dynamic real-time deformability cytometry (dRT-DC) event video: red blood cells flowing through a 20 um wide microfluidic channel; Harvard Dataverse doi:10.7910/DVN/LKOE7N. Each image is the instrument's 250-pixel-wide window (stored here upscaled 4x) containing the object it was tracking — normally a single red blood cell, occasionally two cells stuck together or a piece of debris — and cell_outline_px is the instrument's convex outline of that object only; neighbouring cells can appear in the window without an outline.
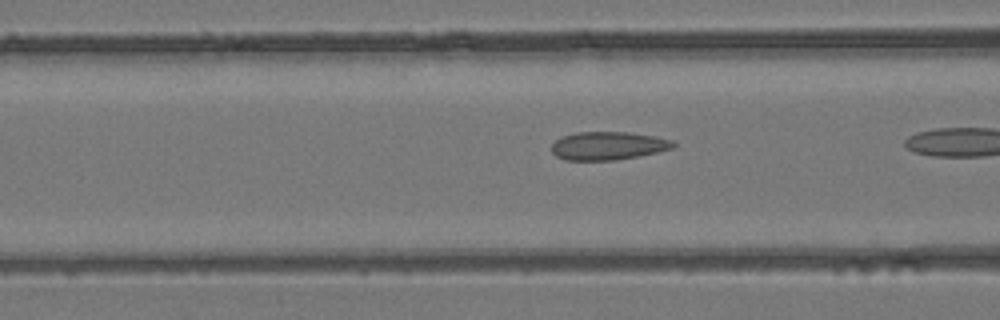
{"species": "common noctule bat (a hibernating species)", "species_latin": "Nyctalus noctula", "temperature_condition": "room temperature", "stored_images_in_passage": 30, "camera_frame_rate_fps": 3000, "um_per_image_px": 0.085, "animal": {"sex": "female", "body_mass_g": 24.6, "forearm_length_mm": 56.2}, "frame": {"image": 1, "passage_image": 13, "time_ms": 4.0, "image_size_px": [1000, 320], "cell_outline_px": [[676, 144], [672, 148], [640, 156], [616, 160], [564, 160], [556, 156], [552, 152], [552, 144], [560, 136], [576, 132], [628, 132], [656, 136], [672, 140]], "centroid_in_image_um": [51.67, 12.39], "position_along_channel_um": 114.9, "area_um2": 20.11}}
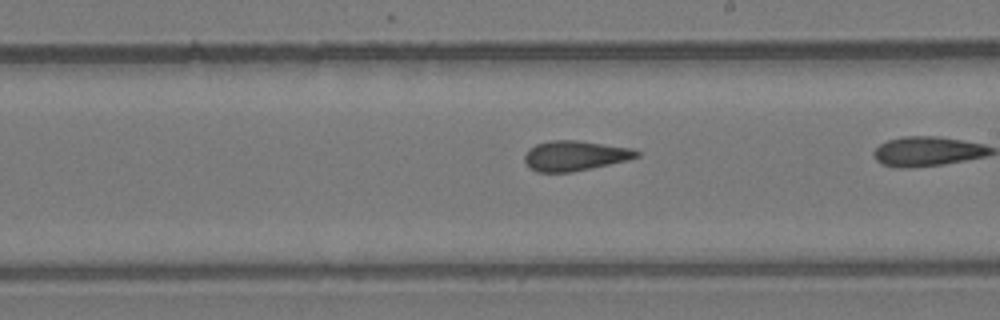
{"frame": {"image": 2, "passage_image": 22, "time_ms": 7.0, "image_size_px": [1000, 320], "cell_outline_px": [[640, 156], [628, 160], [572, 172], [536, 172], [528, 168], [524, 160], [524, 156], [528, 148], [536, 144], [548, 140], [576, 140], [632, 148], [640, 152]], "centroid_in_image_um": [48.83, 13.23], "position_along_channel_um": 240.2, "area_um2": 19.77}}